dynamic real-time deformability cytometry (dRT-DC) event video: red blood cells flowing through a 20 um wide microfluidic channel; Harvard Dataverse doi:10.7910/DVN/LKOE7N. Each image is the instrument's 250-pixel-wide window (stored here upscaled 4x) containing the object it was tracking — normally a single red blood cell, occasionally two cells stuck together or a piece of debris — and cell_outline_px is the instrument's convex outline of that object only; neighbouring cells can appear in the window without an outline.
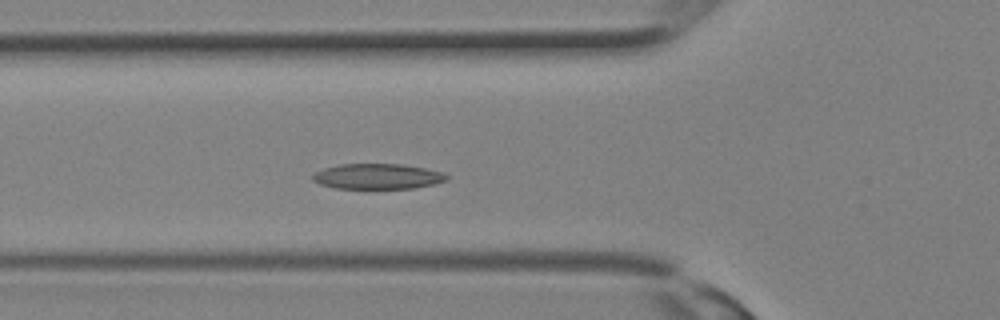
{"species": "Egyptian fruit bat (a non-hibernating species)", "species_latin": "Rousettus aegyptiacus", "temperature_condition": "room temperature", "stored_images_in_passage": 18, "camera_frame_rate_fps": 3000, "um_per_image_px": 0.085, "animal": {"sex": "female"}, "frame": {"image": 1, "passage_image": 10, "time_ms": 3.0, "image_size_px": [1000, 320], "cell_outline_px": [[448, 180], [416, 188], [336, 188], [320, 184], [312, 180], [312, 176], [316, 172], [324, 168], [340, 164], [400, 164], [424, 168], [444, 172], [448, 176]], "centroid_in_image_um": [32.1, 14.99], "position_along_channel_um": 93.7, "area_um2": 19.71}}
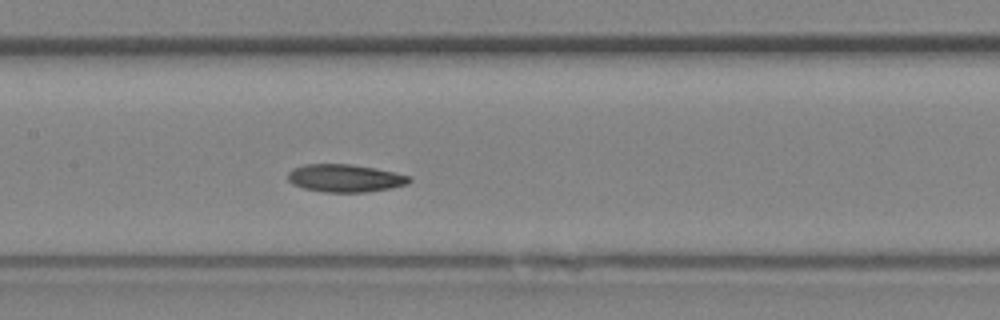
{"frame": {"image": 2, "passage_image": 14, "time_ms": 4.333, "image_size_px": [1000, 320], "cell_outline_px": [[412, 180], [408, 184], [392, 188], [364, 192], [324, 192], [304, 188], [292, 184], [288, 180], [288, 172], [292, 168], [304, 164], [352, 164], [376, 168], [396, 172], [412, 176]], "centroid_in_image_um": [29.36, 15.13], "position_along_channel_um": 178.0, "area_um2": 19.88}}
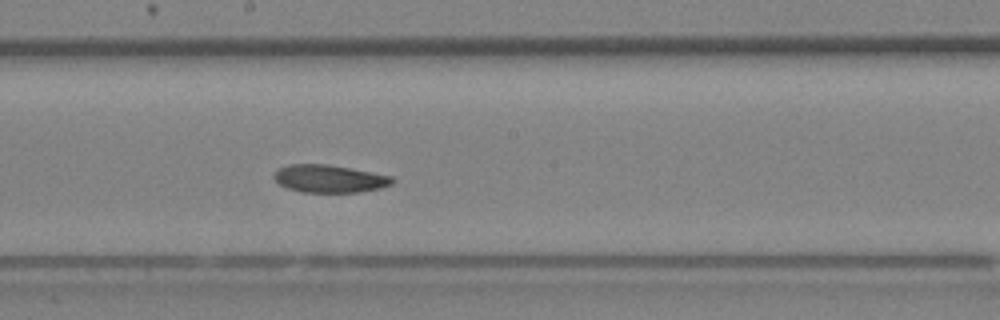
{"frame": {"image": 3, "passage_image": 16, "time_ms": 5.0, "image_size_px": [1000, 320], "cell_outline_px": [[396, 180], [392, 184], [380, 188], [360, 192], [300, 192], [288, 188], [280, 184], [272, 176], [280, 168], [288, 164], [328, 164], [392, 176]], "centroid_in_image_um": [28.02, 15.19], "position_along_channel_um": 220.2, "area_um2": 19.02}}